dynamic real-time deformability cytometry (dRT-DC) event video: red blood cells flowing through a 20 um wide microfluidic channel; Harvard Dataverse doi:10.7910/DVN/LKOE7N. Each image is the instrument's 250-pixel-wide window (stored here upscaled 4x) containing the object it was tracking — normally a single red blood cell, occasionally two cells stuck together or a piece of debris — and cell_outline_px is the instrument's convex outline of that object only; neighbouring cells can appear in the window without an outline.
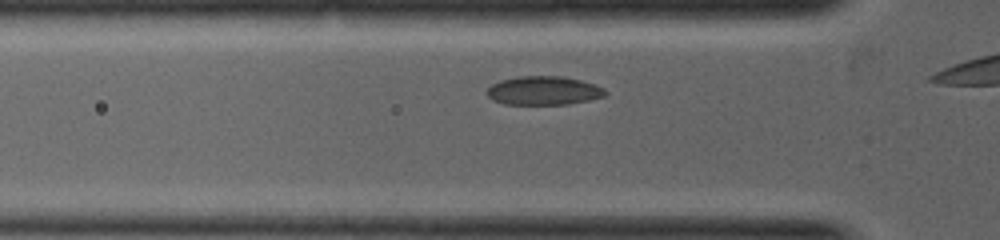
{"species": "common noctule bat (a hibernating species)", "species_latin": "Nyctalus noctula", "temperature_condition": "warm", "stored_images_in_passage": 9, "camera_frame_rate_fps": 5000, "um_per_image_px": 0.085, "animal": {"sex": "female", "body_mass_g": 19.0, "forearm_length_mm": 53.3}, "frame": {"image": 1, "passage_image": 6, "time_ms": 0.8, "image_size_px": [1000, 240], "cell_outline_px": [[608, 92], [604, 96], [588, 100], [568, 104], [504, 104], [492, 100], [484, 92], [492, 84], [500, 80], [516, 76], [564, 76], [596, 84], [604, 88]], "centroid_in_image_um": [46.19, 7.69], "position_along_channel_um": 79.6, "area_um2": 20.0}}